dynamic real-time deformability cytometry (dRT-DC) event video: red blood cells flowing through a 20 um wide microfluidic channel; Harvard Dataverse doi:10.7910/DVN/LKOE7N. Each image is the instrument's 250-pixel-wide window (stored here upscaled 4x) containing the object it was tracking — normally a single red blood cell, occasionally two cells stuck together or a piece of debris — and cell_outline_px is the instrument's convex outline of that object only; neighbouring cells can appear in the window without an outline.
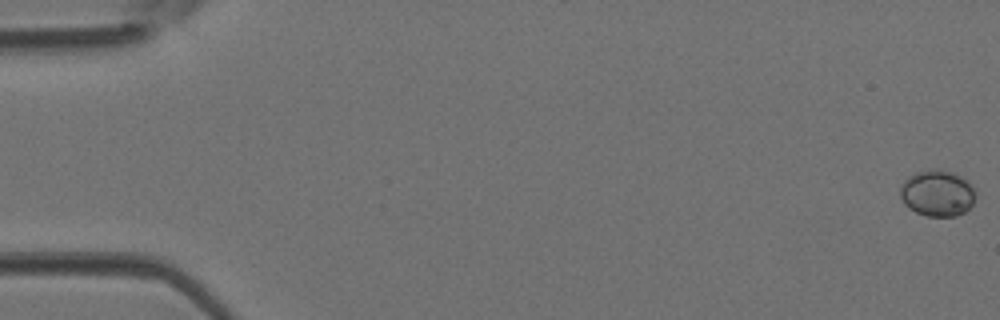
{"species": "Egyptian fruit bat (a non-hibernating species)", "species_latin": "Rousettus aegyptiacus", "temperature_condition": "room temperature", "stored_images_in_passage": 46, "camera_frame_rate_fps": 3000, "um_per_image_px": 0.085, "animal": {"sex": "female"}, "frame": {"image": 1, "passage_image": 1, "time_ms": 0.0, "image_size_px": [1000, 320], "cell_outline_px": [[972, 204], [964, 212], [956, 216], [928, 216], [916, 212], [904, 204], [900, 196], [900, 188], [904, 180], [908, 176], [916, 172], [936, 168], [952, 172], [960, 176], [972, 188]], "centroid_in_image_um": [79.6, 16.42], "position_along_channel_um": 5.4, "area_um2": 19.88}}
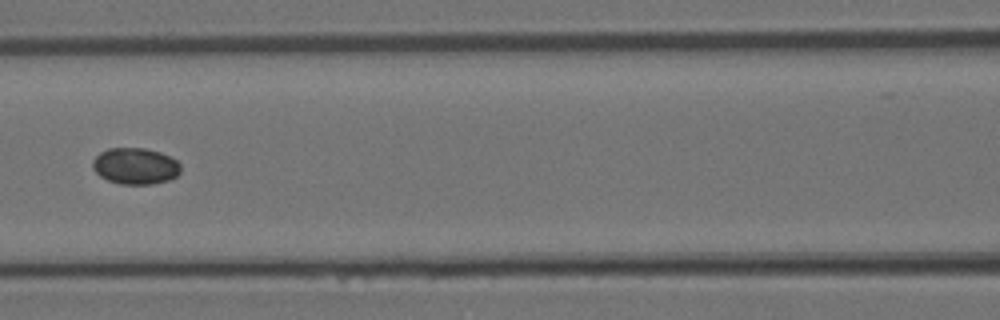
{"frame": {"image": 2, "passage_image": 21, "time_ms": 6.667, "image_size_px": [1000, 320], "cell_outline_px": [[180, 172], [176, 176], [168, 180], [152, 184], [120, 184], [108, 180], [100, 176], [92, 168], [92, 160], [100, 152], [108, 148], [144, 148], [160, 152], [176, 160], [180, 164]], "centroid_in_image_um": [11.48, 14.11], "position_along_channel_um": 155.1, "area_um2": 18.67}}
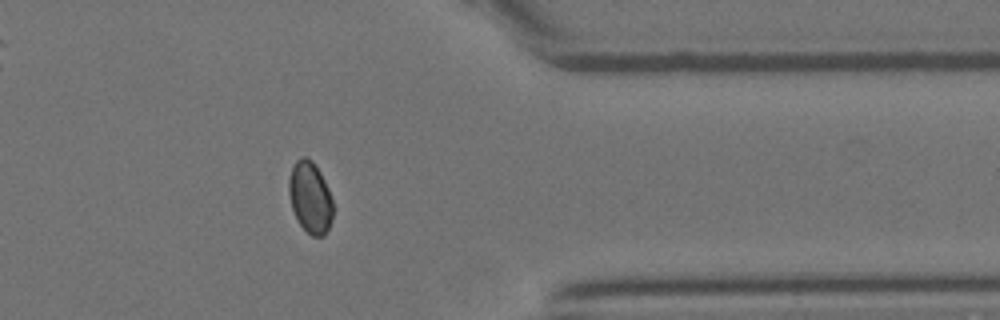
{"frame": {"image": 3, "passage_image": 37, "time_ms": 12.0, "image_size_px": [1000, 320], "cell_outline_px": [[332, 220], [324, 236], [312, 236], [300, 224], [292, 208], [288, 192], [288, 180], [292, 168], [296, 160], [300, 156], [304, 156], [312, 160], [320, 172], [328, 188], [332, 200]], "centroid_in_image_um": [26.35, 16.76], "position_along_channel_um": 385.0, "area_um2": 18.26}}